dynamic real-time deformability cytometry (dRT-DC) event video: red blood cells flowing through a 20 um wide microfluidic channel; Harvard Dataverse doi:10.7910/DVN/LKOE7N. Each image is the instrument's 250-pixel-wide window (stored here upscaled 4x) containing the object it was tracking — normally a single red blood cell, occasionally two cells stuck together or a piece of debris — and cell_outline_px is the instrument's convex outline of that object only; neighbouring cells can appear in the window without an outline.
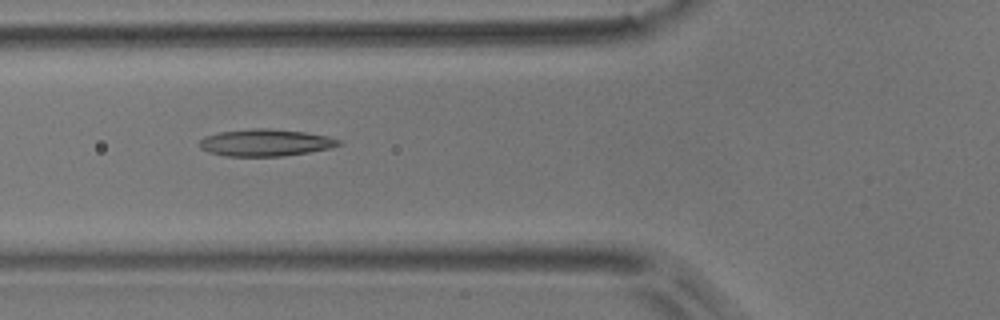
{"species": "common noctule bat (a hibernating species)", "species_latin": "Nyctalus noctula", "temperature_condition": "room temperature", "stored_images_in_passage": 6, "camera_frame_rate_fps": 3000, "um_per_image_px": 0.085, "animal": {"sex": "male", "body_mass_g": 17.9}, "frame": {"image": 1, "passage_image": 5, "time_ms": 1.333, "image_size_px": [1000, 320], "cell_outline_px": [[344, 144], [332, 148], [284, 156], [224, 156], [208, 152], [200, 148], [200, 140], [204, 136], [220, 132], [252, 128], [268, 128], [304, 132], [328, 136], [340, 140]], "centroid_in_image_um": [22.58, 12.13], "position_along_channel_um": 103.2, "area_um2": 22.02}}
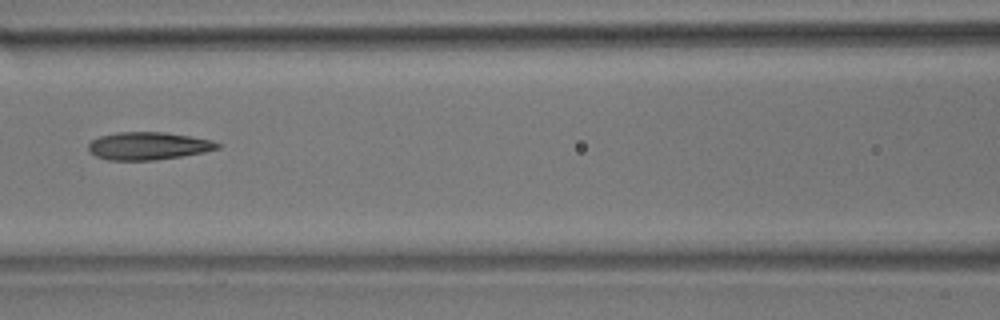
{"frame": {"image": 2, "passage_image": 6, "time_ms": 1.667, "image_size_px": [1000, 320], "cell_outline_px": [[220, 148], [204, 152], [156, 160], [108, 160], [96, 156], [88, 152], [88, 144], [92, 140], [100, 136], [116, 132], [164, 132], [192, 136], [212, 140], [220, 144]], "centroid_in_image_um": [12.59, 12.4], "position_along_channel_um": 154.0, "area_um2": 20.92}}